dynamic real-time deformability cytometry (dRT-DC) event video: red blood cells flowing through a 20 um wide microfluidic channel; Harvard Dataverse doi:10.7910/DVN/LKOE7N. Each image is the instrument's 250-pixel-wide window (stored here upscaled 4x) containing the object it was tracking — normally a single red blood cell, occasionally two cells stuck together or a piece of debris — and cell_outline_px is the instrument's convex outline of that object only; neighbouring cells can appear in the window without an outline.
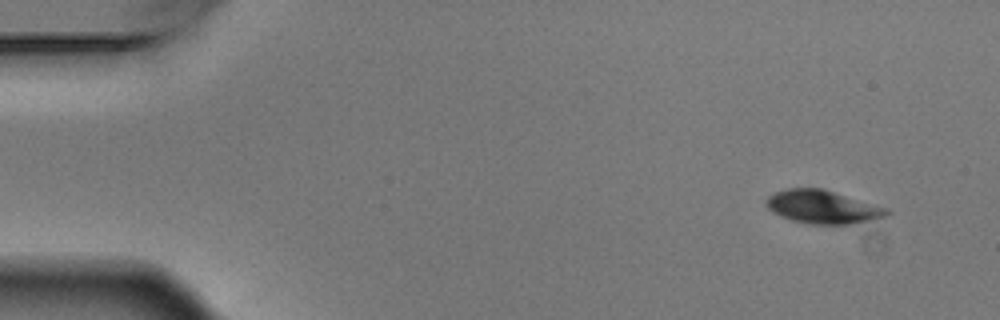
{"species": "Egyptian fruit bat (a non-hibernating species)", "species_latin": "Rousettus aegyptiacus", "temperature_condition": "warm", "stored_images_in_passage": 3, "camera_frame_rate_fps": 3000, "um_per_image_px": 0.085, "animal": {"sex": "male"}, "frame": {"image": 1, "passage_image": 3, "time_ms": 0.667, "image_size_px": [1000, 320], "cell_outline_px": [[892, 212], [884, 216], [852, 224], [808, 224], [792, 220], [772, 212], [768, 208], [768, 196], [776, 192], [788, 188], [820, 188], [888, 208]], "centroid_in_image_um": [69.93, 17.59], "position_along_channel_um": 15.1, "area_um2": 22.89}}